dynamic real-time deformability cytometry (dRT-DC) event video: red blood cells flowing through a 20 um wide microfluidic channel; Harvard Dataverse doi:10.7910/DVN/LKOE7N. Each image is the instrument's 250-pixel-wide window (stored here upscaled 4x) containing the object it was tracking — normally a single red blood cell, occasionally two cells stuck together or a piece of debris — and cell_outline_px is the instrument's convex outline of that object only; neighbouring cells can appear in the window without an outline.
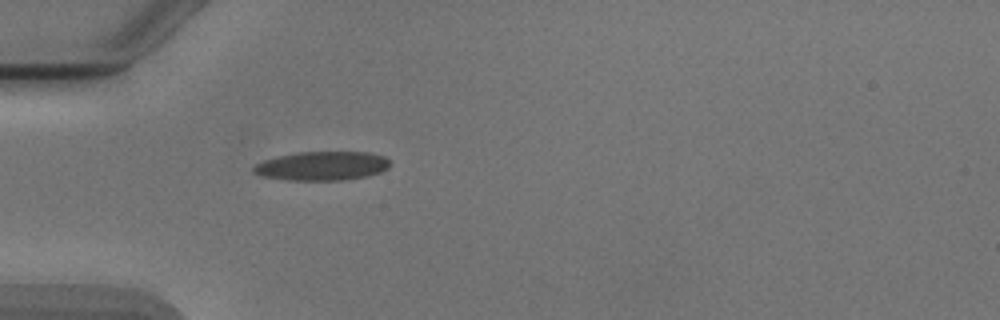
{"species": "Egyptian fruit bat (a non-hibernating species)", "species_latin": "Rousettus aegyptiacus", "temperature_condition": "cold", "stored_images_in_passage": 27, "camera_frame_rate_fps": 3000, "um_per_image_px": 0.085, "animal": {"sex": "male"}, "frame": {"image": 1, "passage_image": 1, "time_ms": 0.0, "image_size_px": [1000, 320], "cell_outline_px": [[392, 164], [388, 168], [380, 172], [368, 176], [340, 180], [288, 180], [264, 176], [252, 172], [252, 168], [256, 164], [264, 160], [296, 152], [368, 152], [384, 156]], "centroid_in_image_um": [27.4, 14.1], "position_along_channel_um": 57.6, "area_um2": 22.95}}
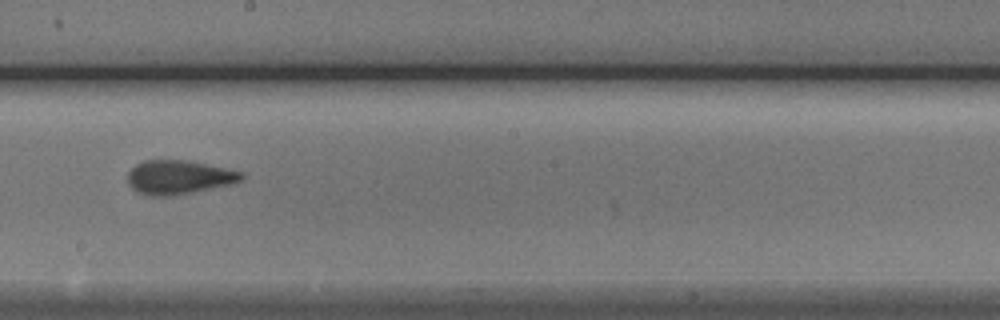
{"frame": {"image": 2, "passage_image": 15, "time_ms": 4.667, "image_size_px": [1000, 320], "cell_outline_px": [[244, 176], [240, 180], [232, 184], [172, 196], [148, 196], [136, 192], [128, 184], [128, 172], [136, 164], [144, 160], [184, 160], [244, 172]], "centroid_in_image_um": [15.16, 15.08], "position_along_channel_um": 233.0, "area_um2": 22.43}}
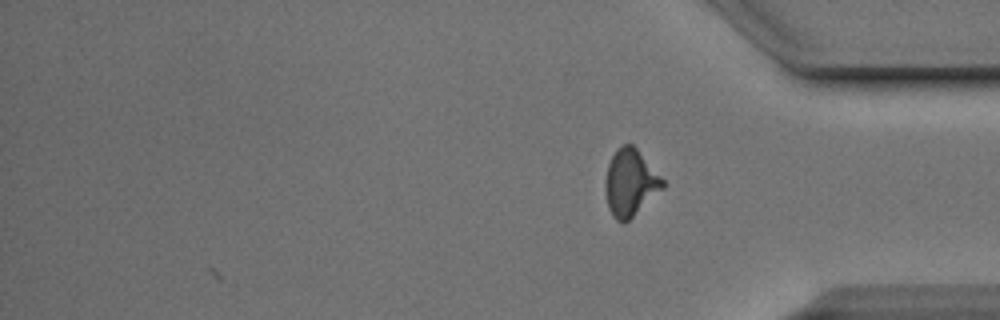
{"frame": {"image": 3, "passage_image": 27, "time_ms": 8.667, "image_size_px": [1000, 320], "cell_outline_px": [[664, 188], [624, 224], [616, 220], [612, 216], [608, 208], [604, 188], [604, 184], [608, 164], [616, 148], [624, 144], [632, 144], [636, 148], [664, 180]], "centroid_in_image_um": [53.55, 15.55], "position_along_channel_um": 381.7, "area_um2": 22.31}, "authors_computed_cell_mechanics": {"area_um2": 22.3108, "velocity_mm_per_s": 3.8963, "shape_relaxation_time_tau1_ms": 3.934, "shape_relaxation_time_tau2_ms": 1.4156, "deformation_change_tau1": 0.1522, "deformation_change_tau2": 0.0787}}